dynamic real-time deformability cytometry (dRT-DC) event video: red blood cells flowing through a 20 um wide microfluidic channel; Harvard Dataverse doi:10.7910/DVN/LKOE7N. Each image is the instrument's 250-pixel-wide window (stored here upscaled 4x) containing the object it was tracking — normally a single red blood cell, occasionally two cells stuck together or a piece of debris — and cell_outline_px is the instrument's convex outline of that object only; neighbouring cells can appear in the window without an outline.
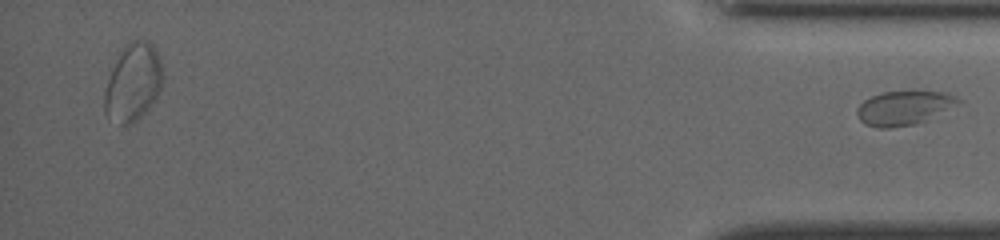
{"species": "common noctule bat (a hibernating species)", "species_latin": "Nyctalus noctula", "temperature_condition": "cold", "stored_images_in_passage": 34, "segment_of_instrument_passage": [2, 2], "camera_frame_rate_fps": 3000, "um_per_image_px": 0.085, "animal": {"sex": "female", "body_mass_g": 19.5, "forearm_length_mm": 54.1}, "frame": {"image": 1, "passage_image": 34, "time_ms": 11.0, "image_size_px": [1000, 240], "cell_outline_px": [[960, 100], [912, 124], [888, 128], [880, 128], [864, 124], [860, 120], [856, 112], [860, 104], [864, 100], [872, 96], [884, 92], [916, 88], [940, 92], [956, 96]], "centroid_in_image_um": [76.7, 9.1], "position_along_channel_um": 358.5, "area_um2": 19.54}}